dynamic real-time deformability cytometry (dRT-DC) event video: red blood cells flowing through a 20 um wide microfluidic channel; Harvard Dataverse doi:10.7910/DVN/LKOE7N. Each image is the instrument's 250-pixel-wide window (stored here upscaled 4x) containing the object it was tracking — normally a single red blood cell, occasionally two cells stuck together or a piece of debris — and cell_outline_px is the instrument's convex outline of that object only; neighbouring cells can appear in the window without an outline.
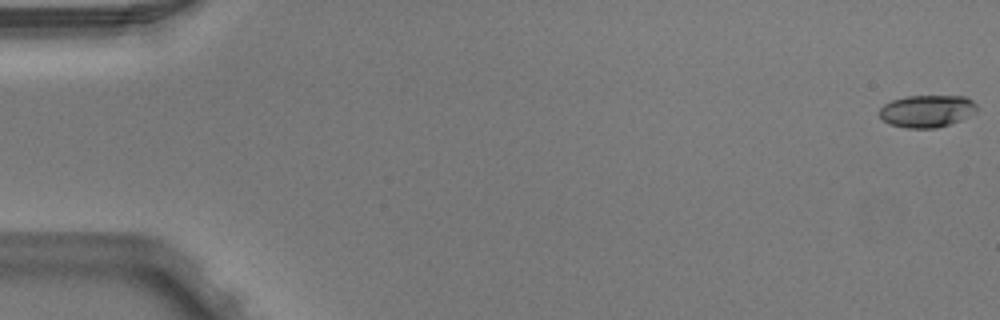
{"species": "Egyptian fruit bat (a non-hibernating species)", "species_latin": "Rousettus aegyptiacus", "temperature_condition": "warm", "stored_images_in_passage": 6, "segment_of_instrument_passage": [1, 2], "camera_frame_rate_fps": 3000, "um_per_image_px": 0.085, "animal": {"sex": "male"}, "frame": {"image": 1, "passage_image": 1, "time_ms": 0.0, "image_size_px": [1000, 320], "cell_outline_px": [[980, 108], [976, 112], [960, 120], [936, 128], [904, 128], [892, 124], [884, 120], [880, 116], [880, 108], [884, 104], [892, 100], [908, 96], [964, 96], [972, 100]], "centroid_in_image_um": [78.82, 9.43], "position_along_channel_um": 6.2, "area_um2": 18.26}}